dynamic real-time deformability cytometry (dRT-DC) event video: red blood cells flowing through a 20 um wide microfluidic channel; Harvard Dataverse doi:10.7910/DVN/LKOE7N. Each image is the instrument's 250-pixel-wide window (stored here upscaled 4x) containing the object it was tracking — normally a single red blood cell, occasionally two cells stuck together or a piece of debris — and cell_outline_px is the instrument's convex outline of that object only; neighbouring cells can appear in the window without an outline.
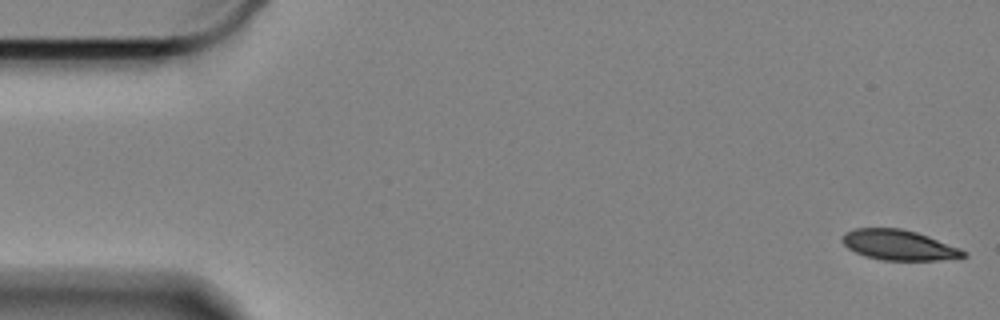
{"species": "Egyptian fruit bat (a non-hibernating species)", "species_latin": "Rousettus aegyptiacus", "temperature_condition": "cold", "stored_images_in_passage": 59, "camera_frame_rate_fps": 3000, "um_per_image_px": 0.085, "animal": {"sex": "female"}, "frame": {"image": 1, "passage_image": 1, "time_ms": 0.0, "image_size_px": [1000, 320], "cell_outline_px": [[968, 256], [940, 260], [880, 260], [864, 256], [848, 248], [840, 240], [840, 236], [844, 232], [856, 228], [900, 228], [916, 232], [928, 236], [960, 248], [968, 252]], "centroid_in_image_um": [76.38, 20.83], "position_along_channel_um": 8.6, "area_um2": 21.5}}
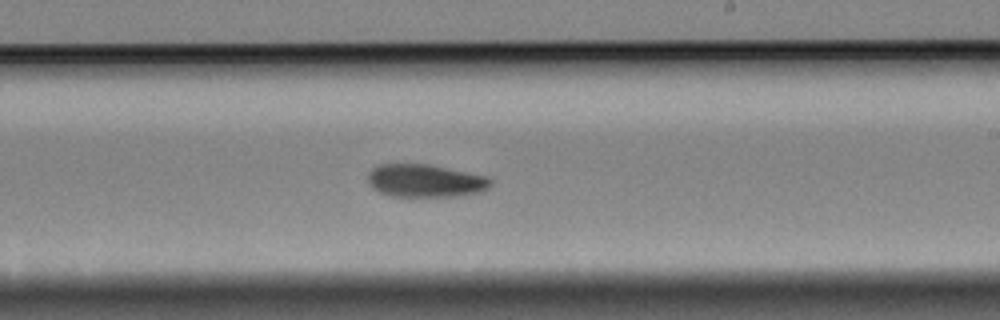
{"frame": {"image": 2, "passage_image": 34, "time_ms": 11.0, "image_size_px": [1000, 320], "cell_outline_px": [[492, 184], [488, 188], [480, 192], [460, 196], [392, 196], [380, 192], [372, 188], [368, 180], [368, 172], [372, 168], [380, 164], [428, 164], [488, 176], [492, 180]], "centroid_in_image_um": [36.16, 15.36], "position_along_channel_um": 252.8, "area_um2": 23.58}}
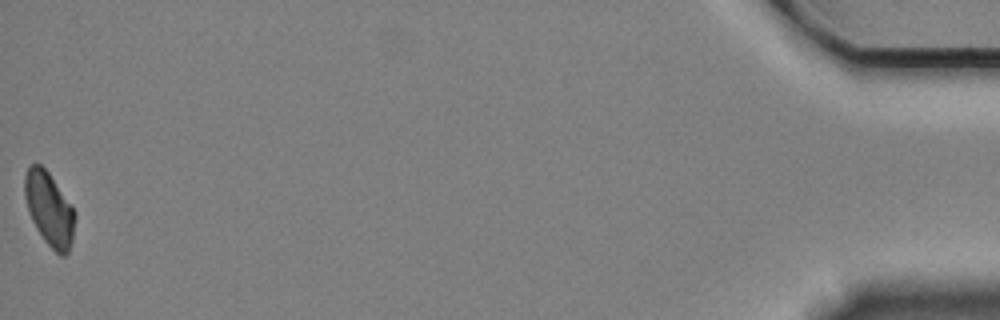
{"frame": {"image": 3, "passage_image": 59, "time_ms": 19.333, "image_size_px": [1000, 320], "cell_outline_px": [[76, 216], [72, 240], [68, 252], [64, 256], [60, 256], [44, 240], [36, 228], [32, 220], [24, 196], [24, 176], [28, 164], [40, 164], [48, 172], [76, 212]], "centroid_in_image_um": [4.18, 17.76], "position_along_channel_um": 431.0, "area_um2": 21.44}, "authors_computed_cell_mechanics": {"area_um2": 23.3512, "velocity_mm_per_s": 3.3224, "shape_relaxation_time_tau1_ms": 2.8285, "shape_relaxation_time_tau2_ms": null, "deformation_change_tau1": 0.0983, "deformation_change_tau2": null}}